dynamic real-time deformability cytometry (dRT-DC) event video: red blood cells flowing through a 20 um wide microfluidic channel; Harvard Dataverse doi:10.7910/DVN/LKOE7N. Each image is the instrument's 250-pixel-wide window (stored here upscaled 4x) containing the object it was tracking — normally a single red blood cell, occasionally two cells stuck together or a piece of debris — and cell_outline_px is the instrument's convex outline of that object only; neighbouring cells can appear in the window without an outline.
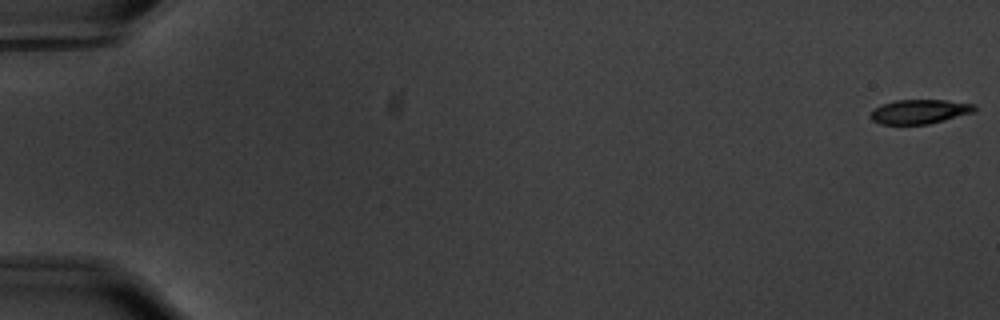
{"species": "common noctule bat (a hibernating species)", "species_latin": "Nyctalus noctula", "temperature_condition": "warm", "stored_images_in_passage": 59, "camera_frame_rate_fps": 3000, "um_per_image_px": 0.085, "animal": {"sex": "male", "body_mass_g": 20.1, "forearm_length_mm": 53.5}, "frame": {"image": 1, "passage_image": 1, "time_ms": 0.0, "image_size_px": [1000, 320], "cell_outline_px": [[976, 112], [928, 124], [880, 124], [872, 120], [868, 116], [876, 108], [884, 104], [896, 100], [948, 100], [972, 104], [976, 108]], "centroid_in_image_um": [78.18, 9.49], "position_along_channel_um": 6.8, "area_um2": 14.62}}
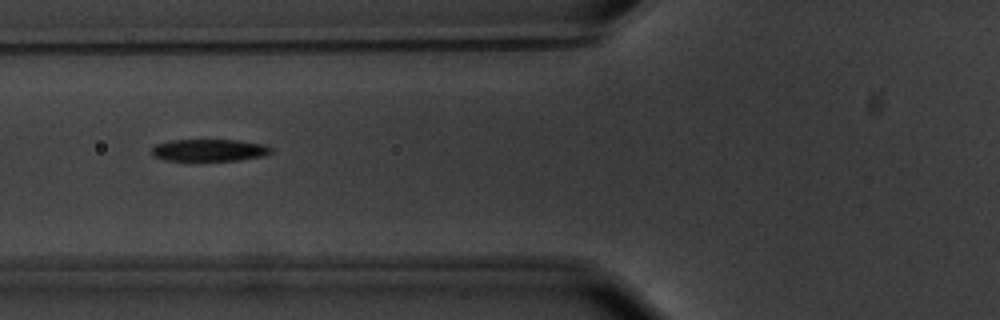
{"frame": {"image": 2, "passage_image": 24, "time_ms": 7.667, "image_size_px": [1000, 320], "cell_outline_px": [[272, 152], [264, 156], [240, 160], [164, 160], [152, 156], [152, 148], [156, 144], [168, 140], [240, 140], [264, 144], [272, 148]], "centroid_in_image_um": [17.8, 12.76], "position_along_channel_um": 108.0, "area_um2": 15.43}}
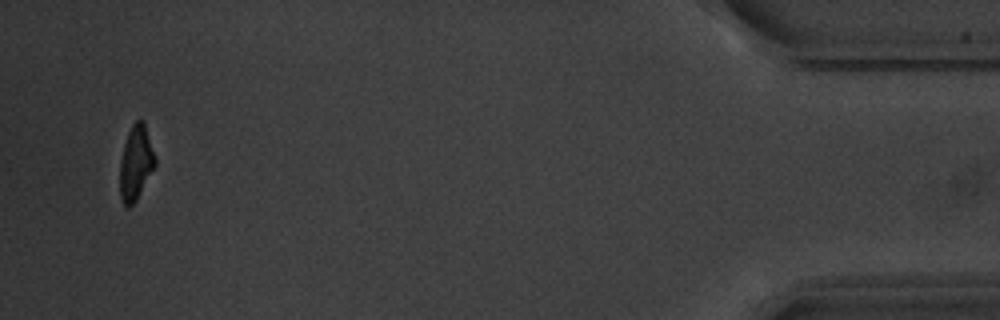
{"frame": {"image": 3, "passage_image": 57, "time_ms": 18.667, "image_size_px": [1000, 320], "cell_outline_px": [[156, 164], [136, 200], [128, 208], [124, 204], [120, 196], [120, 160], [124, 144], [128, 132], [132, 124], [136, 120], [144, 120], [156, 156]], "centroid_in_image_um": [11.56, 13.8], "position_along_channel_um": 423.6, "area_um2": 15.32}, "authors_computed_cell_mechanics": {"area_um2": 16.2418, "velocity_mm_per_s": 3.5472, "shape_relaxation_time_tau1_ms": 2.9953, "shape_relaxation_time_tau2_ms": 3.3344, "deformation_change_tau1": 0.1657, "deformation_change_tau2": 0.1063}}